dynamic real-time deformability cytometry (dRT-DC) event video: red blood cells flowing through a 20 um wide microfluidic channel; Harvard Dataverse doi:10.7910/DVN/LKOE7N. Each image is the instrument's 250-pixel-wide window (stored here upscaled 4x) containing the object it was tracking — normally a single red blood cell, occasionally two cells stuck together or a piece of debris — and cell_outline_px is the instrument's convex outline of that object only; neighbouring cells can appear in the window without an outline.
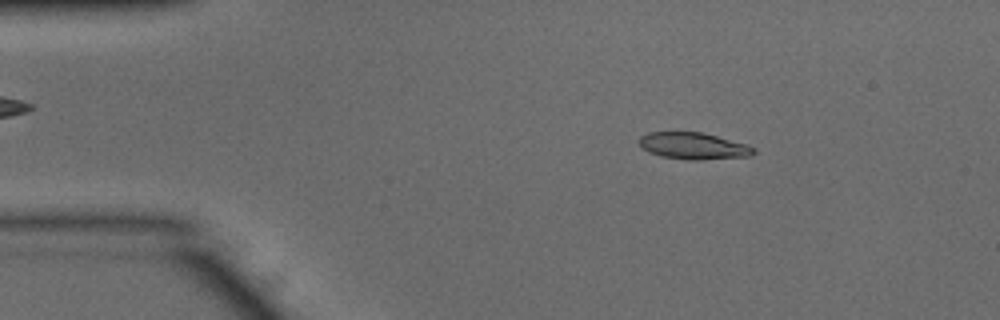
{"species": "common noctule bat (a hibernating species)", "species_latin": "Nyctalus noctula", "temperature_condition": "warm", "stored_images_in_passage": 50, "camera_frame_rate_fps": 3000, "um_per_image_px": 0.085, "animal": {"sex": "male", "body_mass_g": 15.6}, "frame": {"image": 1, "passage_image": 7, "time_ms": 2.0, "image_size_px": [1000, 320], "cell_outline_px": [[756, 152], [748, 156], [700, 160], [688, 160], [660, 156], [648, 152], [640, 144], [640, 136], [648, 132], [704, 132], [748, 144], [756, 148]], "centroid_in_image_um": [58.98, 12.4], "position_along_channel_um": 26.0, "area_um2": 17.98}}
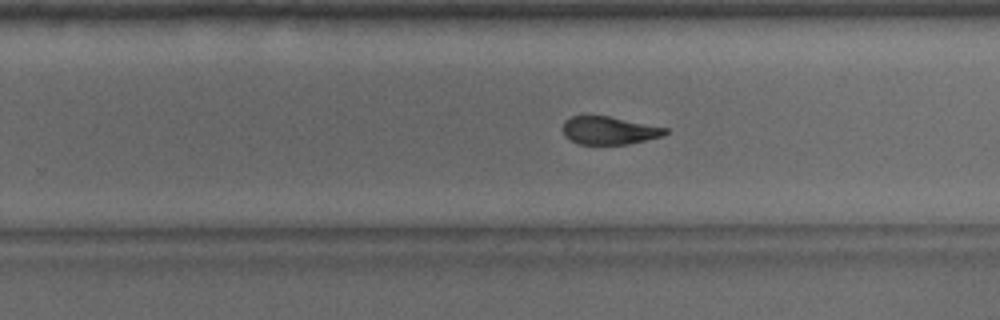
{"frame": {"image": 2, "passage_image": 31, "time_ms": 10.0, "image_size_px": [1000, 320], "cell_outline_px": [[668, 132], [664, 136], [628, 144], [580, 144], [564, 136], [564, 120], [572, 116], [608, 116], [668, 128]], "centroid_in_image_um": [51.81, 11.09], "position_along_channel_um": 278.0, "area_um2": 16.53}}
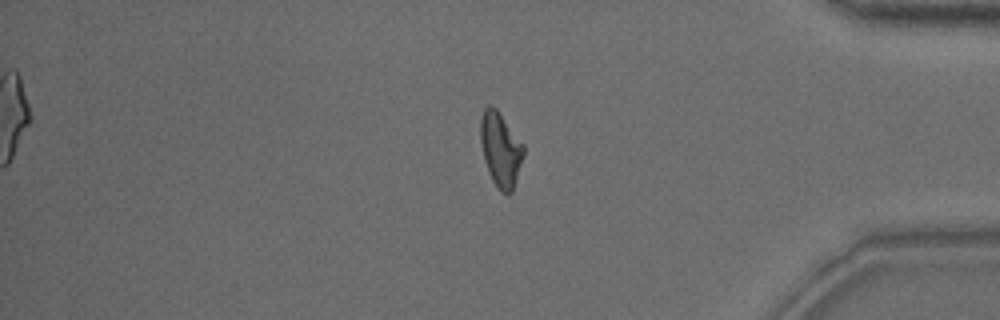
{"frame": {"image": 3, "passage_image": 42, "time_ms": 13.667, "image_size_px": [1000, 320], "cell_outline_px": [[524, 156], [512, 192], [508, 196], [500, 192], [492, 180], [488, 172], [484, 160], [480, 144], [480, 120], [484, 108], [488, 104], [496, 108], [524, 144]], "centroid_in_image_um": [42.54, 12.72], "position_along_channel_um": 392.7, "area_um2": 18.96}, "authors_computed_cell_mechanics": {"area_um2": 18.1492, "velocity_mm_per_s": 3.8773, "shape_relaxation_time_tau1_ms": 4.2781, "shape_relaxation_time_tau2_ms": 2.2838, "deformation_change_tau1": 0.1653, "deformation_change_tau2": 0.0886}}